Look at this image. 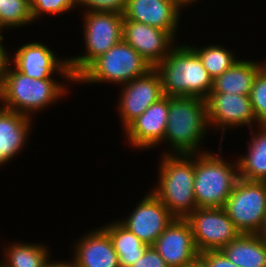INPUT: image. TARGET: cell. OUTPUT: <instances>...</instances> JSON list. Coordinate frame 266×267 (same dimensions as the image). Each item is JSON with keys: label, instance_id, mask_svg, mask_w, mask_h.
<instances>
[{"label": "cell", "instance_id": "603a6c76", "mask_svg": "<svg viewBox=\"0 0 266 267\" xmlns=\"http://www.w3.org/2000/svg\"><path fill=\"white\" fill-rule=\"evenodd\" d=\"M101 227L109 234L116 251L120 267H130L142 257L148 245L124 227L117 219Z\"/></svg>", "mask_w": 266, "mask_h": 267}, {"label": "cell", "instance_id": "5bb4252c", "mask_svg": "<svg viewBox=\"0 0 266 267\" xmlns=\"http://www.w3.org/2000/svg\"><path fill=\"white\" fill-rule=\"evenodd\" d=\"M168 111L169 97L164 96L122 130L130 148L148 151L160 146L167 128Z\"/></svg>", "mask_w": 266, "mask_h": 267}, {"label": "cell", "instance_id": "4fadbf2b", "mask_svg": "<svg viewBox=\"0 0 266 267\" xmlns=\"http://www.w3.org/2000/svg\"><path fill=\"white\" fill-rule=\"evenodd\" d=\"M117 219L143 243L152 246L160 234L175 219L168 208L151 191L147 192L134 209Z\"/></svg>", "mask_w": 266, "mask_h": 267}, {"label": "cell", "instance_id": "52a82bcc", "mask_svg": "<svg viewBox=\"0 0 266 267\" xmlns=\"http://www.w3.org/2000/svg\"><path fill=\"white\" fill-rule=\"evenodd\" d=\"M85 52L68 57L72 76L76 79L95 59L123 40V15L112 12H83Z\"/></svg>", "mask_w": 266, "mask_h": 267}, {"label": "cell", "instance_id": "ac0fdd59", "mask_svg": "<svg viewBox=\"0 0 266 267\" xmlns=\"http://www.w3.org/2000/svg\"><path fill=\"white\" fill-rule=\"evenodd\" d=\"M71 262L73 267H120L109 234L99 227L74 240Z\"/></svg>", "mask_w": 266, "mask_h": 267}, {"label": "cell", "instance_id": "d590c367", "mask_svg": "<svg viewBox=\"0 0 266 267\" xmlns=\"http://www.w3.org/2000/svg\"><path fill=\"white\" fill-rule=\"evenodd\" d=\"M186 267H205L200 259H197L194 263L187 265Z\"/></svg>", "mask_w": 266, "mask_h": 267}, {"label": "cell", "instance_id": "4dcf8cb0", "mask_svg": "<svg viewBox=\"0 0 266 267\" xmlns=\"http://www.w3.org/2000/svg\"><path fill=\"white\" fill-rule=\"evenodd\" d=\"M130 267H168L164 259L152 247L148 246L141 258Z\"/></svg>", "mask_w": 266, "mask_h": 267}, {"label": "cell", "instance_id": "f1b7e54d", "mask_svg": "<svg viewBox=\"0 0 266 267\" xmlns=\"http://www.w3.org/2000/svg\"><path fill=\"white\" fill-rule=\"evenodd\" d=\"M76 5L79 9H84V12H112L123 15L127 0H76Z\"/></svg>", "mask_w": 266, "mask_h": 267}, {"label": "cell", "instance_id": "30bf717a", "mask_svg": "<svg viewBox=\"0 0 266 267\" xmlns=\"http://www.w3.org/2000/svg\"><path fill=\"white\" fill-rule=\"evenodd\" d=\"M186 219L199 253L221 250L241 234L224 208H197Z\"/></svg>", "mask_w": 266, "mask_h": 267}, {"label": "cell", "instance_id": "f546056e", "mask_svg": "<svg viewBox=\"0 0 266 267\" xmlns=\"http://www.w3.org/2000/svg\"><path fill=\"white\" fill-rule=\"evenodd\" d=\"M199 259L205 267H238L232 263L220 250L199 253Z\"/></svg>", "mask_w": 266, "mask_h": 267}, {"label": "cell", "instance_id": "d4e9b609", "mask_svg": "<svg viewBox=\"0 0 266 267\" xmlns=\"http://www.w3.org/2000/svg\"><path fill=\"white\" fill-rule=\"evenodd\" d=\"M196 46L191 44L212 80L228 70L240 58L236 57L234 50L231 51L221 44H208L202 46L203 48Z\"/></svg>", "mask_w": 266, "mask_h": 267}, {"label": "cell", "instance_id": "7402d4cb", "mask_svg": "<svg viewBox=\"0 0 266 267\" xmlns=\"http://www.w3.org/2000/svg\"><path fill=\"white\" fill-rule=\"evenodd\" d=\"M238 267H266V244L258 234H240L220 250Z\"/></svg>", "mask_w": 266, "mask_h": 267}, {"label": "cell", "instance_id": "836d02e7", "mask_svg": "<svg viewBox=\"0 0 266 267\" xmlns=\"http://www.w3.org/2000/svg\"><path fill=\"white\" fill-rule=\"evenodd\" d=\"M183 10H184V8H185V10H186V7H188L189 8V5L191 6L192 5V3L194 4V3H196V2H198V1H200V0H174Z\"/></svg>", "mask_w": 266, "mask_h": 267}, {"label": "cell", "instance_id": "5b68a950", "mask_svg": "<svg viewBox=\"0 0 266 267\" xmlns=\"http://www.w3.org/2000/svg\"><path fill=\"white\" fill-rule=\"evenodd\" d=\"M218 153L206 150L195 154L194 195L198 208H224L239 179L238 162H229ZM220 151V152H219Z\"/></svg>", "mask_w": 266, "mask_h": 267}, {"label": "cell", "instance_id": "9a60e30c", "mask_svg": "<svg viewBox=\"0 0 266 267\" xmlns=\"http://www.w3.org/2000/svg\"><path fill=\"white\" fill-rule=\"evenodd\" d=\"M152 247L168 267H186L199 259L192 228L186 218H175Z\"/></svg>", "mask_w": 266, "mask_h": 267}, {"label": "cell", "instance_id": "277c9868", "mask_svg": "<svg viewBox=\"0 0 266 267\" xmlns=\"http://www.w3.org/2000/svg\"><path fill=\"white\" fill-rule=\"evenodd\" d=\"M160 157L157 183L150 190L175 218H187L198 208L193 190L195 154Z\"/></svg>", "mask_w": 266, "mask_h": 267}, {"label": "cell", "instance_id": "d6a6232c", "mask_svg": "<svg viewBox=\"0 0 266 267\" xmlns=\"http://www.w3.org/2000/svg\"><path fill=\"white\" fill-rule=\"evenodd\" d=\"M52 260V261H51ZM42 267H73L72 262L70 260H54L51 256L46 260V262L42 265Z\"/></svg>", "mask_w": 266, "mask_h": 267}, {"label": "cell", "instance_id": "1f68e13d", "mask_svg": "<svg viewBox=\"0 0 266 267\" xmlns=\"http://www.w3.org/2000/svg\"><path fill=\"white\" fill-rule=\"evenodd\" d=\"M4 36L0 33V86L3 80V75L5 73V68L9 62V52L3 44Z\"/></svg>", "mask_w": 266, "mask_h": 267}, {"label": "cell", "instance_id": "ba28073f", "mask_svg": "<svg viewBox=\"0 0 266 267\" xmlns=\"http://www.w3.org/2000/svg\"><path fill=\"white\" fill-rule=\"evenodd\" d=\"M224 209L241 234H257L266 214V182L239 178Z\"/></svg>", "mask_w": 266, "mask_h": 267}, {"label": "cell", "instance_id": "6da1fadb", "mask_svg": "<svg viewBox=\"0 0 266 267\" xmlns=\"http://www.w3.org/2000/svg\"><path fill=\"white\" fill-rule=\"evenodd\" d=\"M71 84H75V80L60 82L59 79H35L25 76L8 62L0 86V106L34 118L36 113L68 95V91L71 92L68 89Z\"/></svg>", "mask_w": 266, "mask_h": 267}, {"label": "cell", "instance_id": "cb8c5ba5", "mask_svg": "<svg viewBox=\"0 0 266 267\" xmlns=\"http://www.w3.org/2000/svg\"><path fill=\"white\" fill-rule=\"evenodd\" d=\"M5 245L2 252L1 267H42L51 256L50 248L44 243L12 242Z\"/></svg>", "mask_w": 266, "mask_h": 267}, {"label": "cell", "instance_id": "8992f818", "mask_svg": "<svg viewBox=\"0 0 266 267\" xmlns=\"http://www.w3.org/2000/svg\"><path fill=\"white\" fill-rule=\"evenodd\" d=\"M153 67L124 40L95 59L76 79L75 84L124 85L147 74Z\"/></svg>", "mask_w": 266, "mask_h": 267}, {"label": "cell", "instance_id": "7a4b0ae2", "mask_svg": "<svg viewBox=\"0 0 266 267\" xmlns=\"http://www.w3.org/2000/svg\"><path fill=\"white\" fill-rule=\"evenodd\" d=\"M210 129L206 101L197 97H169L167 128L161 155H194L205 152L203 141ZM170 151V152H169ZM173 151V152H172Z\"/></svg>", "mask_w": 266, "mask_h": 267}, {"label": "cell", "instance_id": "484cf974", "mask_svg": "<svg viewBox=\"0 0 266 267\" xmlns=\"http://www.w3.org/2000/svg\"><path fill=\"white\" fill-rule=\"evenodd\" d=\"M33 18L29 0H0V33L7 29L26 27Z\"/></svg>", "mask_w": 266, "mask_h": 267}, {"label": "cell", "instance_id": "ffe728a7", "mask_svg": "<svg viewBox=\"0 0 266 267\" xmlns=\"http://www.w3.org/2000/svg\"><path fill=\"white\" fill-rule=\"evenodd\" d=\"M265 65L266 60L254 61L240 57L228 70L213 80L210 93L249 95L255 77Z\"/></svg>", "mask_w": 266, "mask_h": 267}, {"label": "cell", "instance_id": "e575fe53", "mask_svg": "<svg viewBox=\"0 0 266 267\" xmlns=\"http://www.w3.org/2000/svg\"><path fill=\"white\" fill-rule=\"evenodd\" d=\"M257 234L259 238L266 244V214L264 217L263 225Z\"/></svg>", "mask_w": 266, "mask_h": 267}, {"label": "cell", "instance_id": "9c48e42d", "mask_svg": "<svg viewBox=\"0 0 266 267\" xmlns=\"http://www.w3.org/2000/svg\"><path fill=\"white\" fill-rule=\"evenodd\" d=\"M29 41L22 44L15 52L10 54L9 63L25 76L35 79H55L57 74L62 80H75L72 76L68 58L57 54L42 41Z\"/></svg>", "mask_w": 266, "mask_h": 267}, {"label": "cell", "instance_id": "7c38bea8", "mask_svg": "<svg viewBox=\"0 0 266 267\" xmlns=\"http://www.w3.org/2000/svg\"><path fill=\"white\" fill-rule=\"evenodd\" d=\"M116 105L123 130L151 104L164 97L161 78L153 68L147 74L121 85Z\"/></svg>", "mask_w": 266, "mask_h": 267}, {"label": "cell", "instance_id": "3957f363", "mask_svg": "<svg viewBox=\"0 0 266 267\" xmlns=\"http://www.w3.org/2000/svg\"><path fill=\"white\" fill-rule=\"evenodd\" d=\"M154 69L161 78L164 96L206 99L213 80L191 45L176 44Z\"/></svg>", "mask_w": 266, "mask_h": 267}, {"label": "cell", "instance_id": "e0dca14e", "mask_svg": "<svg viewBox=\"0 0 266 267\" xmlns=\"http://www.w3.org/2000/svg\"><path fill=\"white\" fill-rule=\"evenodd\" d=\"M181 10L174 0H127L123 17L168 31L178 39Z\"/></svg>", "mask_w": 266, "mask_h": 267}, {"label": "cell", "instance_id": "d6986e66", "mask_svg": "<svg viewBox=\"0 0 266 267\" xmlns=\"http://www.w3.org/2000/svg\"><path fill=\"white\" fill-rule=\"evenodd\" d=\"M33 122L27 115L0 106V168L22 153Z\"/></svg>", "mask_w": 266, "mask_h": 267}, {"label": "cell", "instance_id": "8fae6325", "mask_svg": "<svg viewBox=\"0 0 266 267\" xmlns=\"http://www.w3.org/2000/svg\"><path fill=\"white\" fill-rule=\"evenodd\" d=\"M205 101L210 129L220 131L221 143L227 129H250L257 124L249 95L210 93Z\"/></svg>", "mask_w": 266, "mask_h": 267}, {"label": "cell", "instance_id": "44dd1931", "mask_svg": "<svg viewBox=\"0 0 266 267\" xmlns=\"http://www.w3.org/2000/svg\"><path fill=\"white\" fill-rule=\"evenodd\" d=\"M255 128L249 129L251 138L246 142L247 154L237 157L239 178L266 182V127Z\"/></svg>", "mask_w": 266, "mask_h": 267}, {"label": "cell", "instance_id": "2e32d148", "mask_svg": "<svg viewBox=\"0 0 266 267\" xmlns=\"http://www.w3.org/2000/svg\"><path fill=\"white\" fill-rule=\"evenodd\" d=\"M175 39L168 31L123 19V40L153 68L162 62L177 44Z\"/></svg>", "mask_w": 266, "mask_h": 267}, {"label": "cell", "instance_id": "83f0119b", "mask_svg": "<svg viewBox=\"0 0 266 267\" xmlns=\"http://www.w3.org/2000/svg\"><path fill=\"white\" fill-rule=\"evenodd\" d=\"M29 7L35 24L47 14L53 17L73 12L77 5L76 0H29Z\"/></svg>", "mask_w": 266, "mask_h": 267}, {"label": "cell", "instance_id": "4316f807", "mask_svg": "<svg viewBox=\"0 0 266 267\" xmlns=\"http://www.w3.org/2000/svg\"><path fill=\"white\" fill-rule=\"evenodd\" d=\"M249 97L257 126L266 127V65L255 77Z\"/></svg>", "mask_w": 266, "mask_h": 267}]
</instances>
